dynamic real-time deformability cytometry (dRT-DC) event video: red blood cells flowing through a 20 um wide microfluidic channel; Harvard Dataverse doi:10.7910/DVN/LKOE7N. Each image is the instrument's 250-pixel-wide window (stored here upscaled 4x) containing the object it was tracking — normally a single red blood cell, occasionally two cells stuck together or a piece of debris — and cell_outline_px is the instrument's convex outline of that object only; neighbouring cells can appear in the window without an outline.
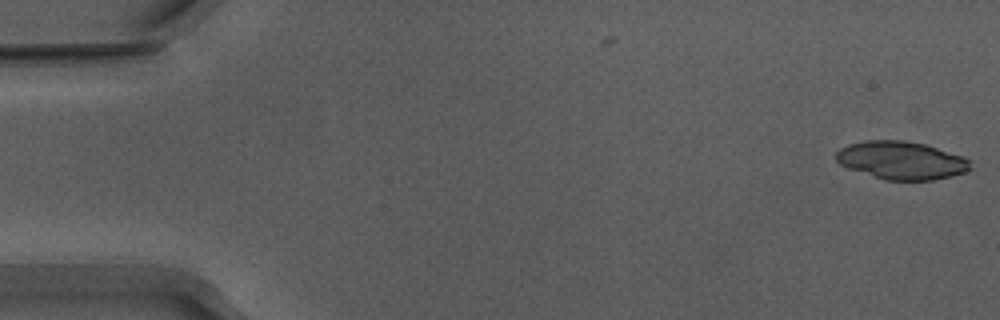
{"species": "Egyptian fruit bat (a non-hibernating species)", "species_latin": "Rousettus aegyptiacus", "temperature_condition": "warm", "stored_images_in_passage": 2, "camera_frame_rate_fps": 3000, "um_per_image_px": 0.085, "animal": {"sex": "male"}, "frame": {"image": 1, "passage_image": 2, "time_ms": 0.333, "image_size_px": [1000, 320], "cell_outline_px": [[972, 168], [964, 172], [932, 180], [884, 180], [848, 168], [840, 164], [836, 160], [836, 152], [840, 148], [848, 144], [868, 140], [904, 140], [924, 144], [964, 156], [972, 160]], "centroid_in_image_um": [76.63, 13.62], "position_along_channel_um": 8.4, "area_um2": 29.77}}